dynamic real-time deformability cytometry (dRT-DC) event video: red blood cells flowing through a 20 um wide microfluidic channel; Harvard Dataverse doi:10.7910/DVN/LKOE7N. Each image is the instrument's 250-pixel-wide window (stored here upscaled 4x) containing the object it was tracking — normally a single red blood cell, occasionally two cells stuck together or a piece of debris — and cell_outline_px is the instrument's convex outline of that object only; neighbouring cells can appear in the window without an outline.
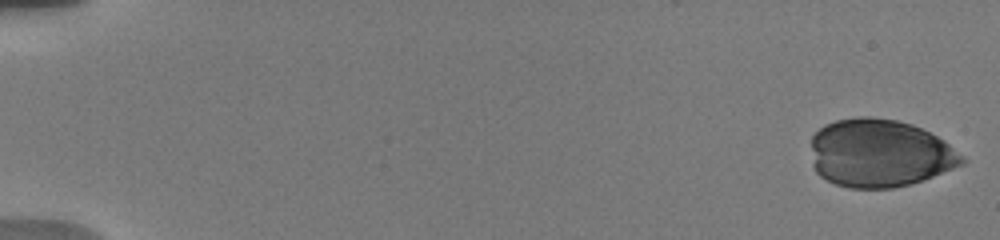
{"species": "human", "species_latin": "Homo sapiens", "temperature_condition": "warm", "stored_images_in_passage": 46, "camera_frame_rate_fps": 3000, "um_per_image_px": 0.085, "donor": {"sex": "male"}, "frame": {"image": 1, "passage_image": 1, "time_ms": 0.0, "image_size_px": [1000, 240], "cell_outline_px": [[968, 160], [964, 164], [924, 180], [912, 184], [892, 188], [848, 188], [836, 184], [820, 176], [816, 172], [812, 164], [812, 136], [824, 124], [836, 120], [860, 116], [872, 116], [896, 120], [912, 124], [944, 140], [964, 156]], "centroid_in_image_um": [74.78, 13.03], "position_along_channel_um": 10.2, "area_um2": 60.23}}